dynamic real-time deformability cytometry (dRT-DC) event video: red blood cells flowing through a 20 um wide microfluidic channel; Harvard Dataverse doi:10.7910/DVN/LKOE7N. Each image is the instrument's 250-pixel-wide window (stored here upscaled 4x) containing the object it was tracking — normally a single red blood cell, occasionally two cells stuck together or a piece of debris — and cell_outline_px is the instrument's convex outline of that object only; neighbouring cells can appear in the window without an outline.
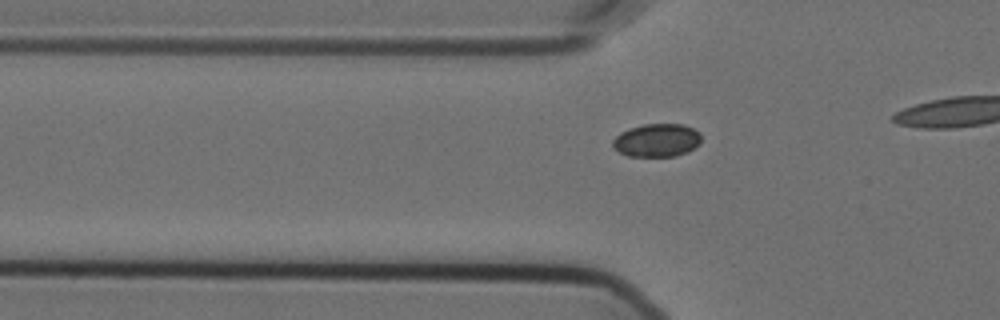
{"species": "Egyptian fruit bat (a non-hibernating species)", "species_latin": "Rousettus aegyptiacus", "temperature_condition": "cold", "stored_images_in_passage": 25, "camera_frame_rate_fps": 3000, "um_per_image_px": 0.085, "animal": {"sex": "female"}, "frame": {"image": 1, "passage_image": 15, "time_ms": 4.667, "image_size_px": [1000, 320], "cell_outline_px": [[700, 144], [688, 152], [676, 156], [628, 156], [620, 152], [612, 144], [612, 140], [620, 132], [644, 124], [684, 124], [700, 132]], "centroid_in_image_um": [55.86, 11.92], "position_along_channel_um": 69.9, "area_um2": 17.05}}
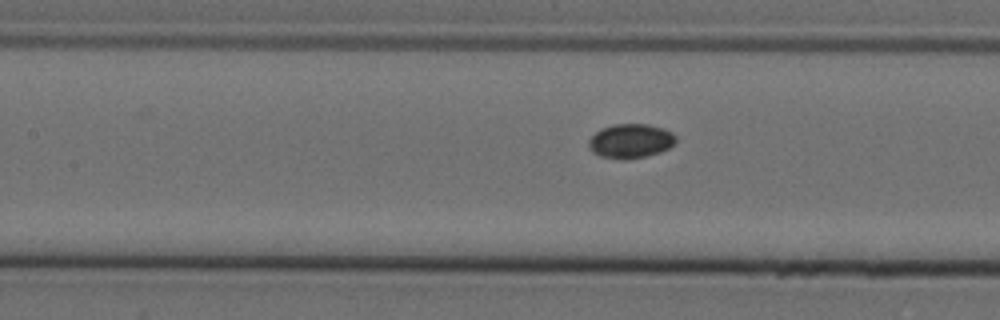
{"frame": {"image": 2, "passage_image": 22, "time_ms": 7.0, "image_size_px": [1000, 320], "cell_outline_px": [[676, 140], [668, 148], [660, 152], [644, 156], [624, 160], [600, 156], [592, 152], [588, 144], [588, 140], [600, 128], [616, 124], [648, 124], [664, 128], [672, 132], [676, 136]], "centroid_in_image_um": [53.59, 11.98], "position_along_channel_um": 153.8, "area_um2": 17.4}}